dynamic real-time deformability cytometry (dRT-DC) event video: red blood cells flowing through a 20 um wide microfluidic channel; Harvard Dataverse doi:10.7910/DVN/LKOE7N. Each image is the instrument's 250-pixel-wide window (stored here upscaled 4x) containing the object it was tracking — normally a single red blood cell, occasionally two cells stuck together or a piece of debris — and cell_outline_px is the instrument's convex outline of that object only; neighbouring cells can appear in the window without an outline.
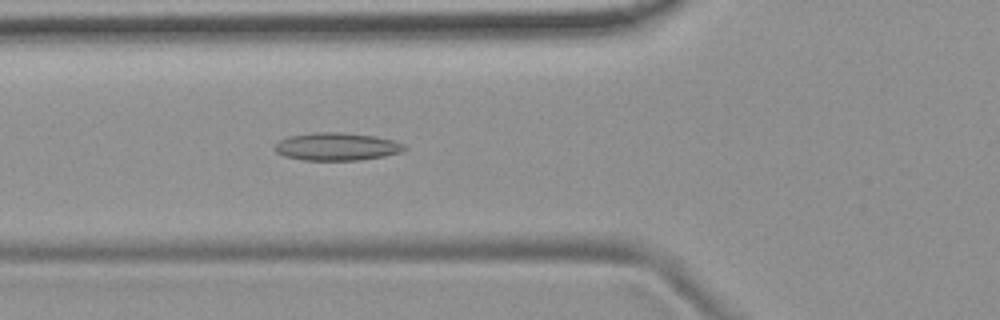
{"species": "common noctule bat (a hibernating species)", "species_latin": "Nyctalus noctula", "temperature_condition": "room temperature", "stored_images_in_passage": 53, "camera_frame_rate_fps": 3000, "um_per_image_px": 0.085, "animal": {"sex": "female", "body_mass_g": 19.9}, "frame": {"image": 1, "passage_image": 19, "time_ms": 6.0, "image_size_px": [1000, 320], "cell_outline_px": [[408, 148], [400, 152], [384, 156], [360, 160], [304, 160], [284, 156], [276, 152], [272, 148], [280, 140], [288, 136], [312, 132], [340, 132], [376, 136], [392, 140], [404, 144]], "centroid_in_image_um": [28.6, 12.45], "position_along_channel_um": 97.2, "area_um2": 21.1}}
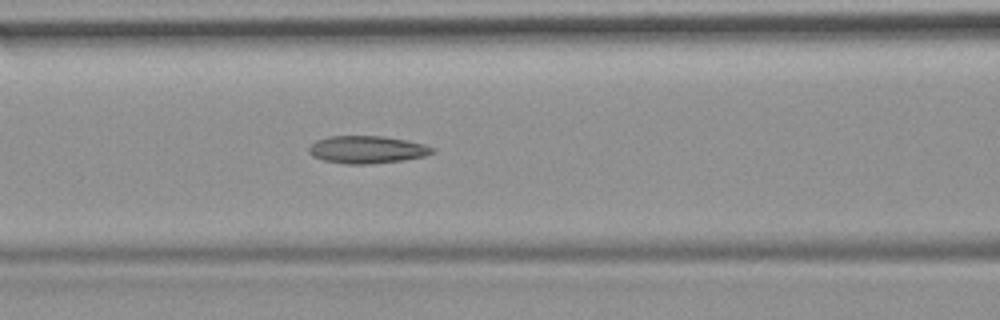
{"frame": {"image": 2, "passage_image": 22, "time_ms": 7.0, "image_size_px": [1000, 320], "cell_outline_px": [[436, 152], [424, 156], [404, 160], [368, 164], [344, 164], [324, 160], [312, 156], [308, 152], [308, 148], [316, 140], [328, 136], [384, 136], [408, 140], [424, 144], [436, 148]], "centroid_in_image_um": [31.22, 12.71], "position_along_channel_um": 135.4, "area_um2": 20.0}}
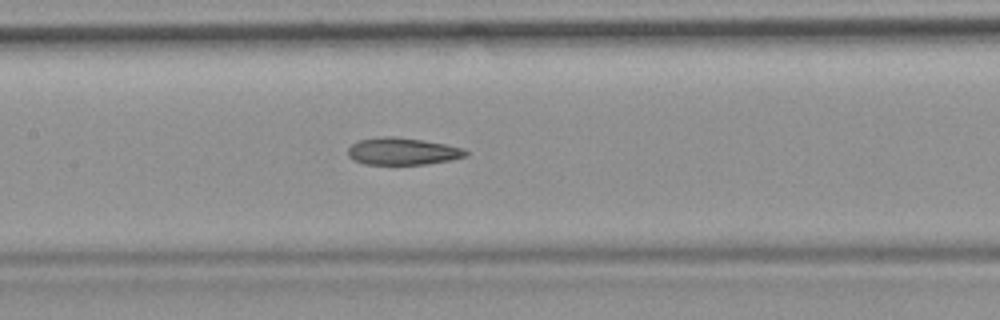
{"frame": {"image": 3, "passage_image": 25, "time_ms": 8.0, "image_size_px": [1000, 320], "cell_outline_px": [[468, 156], [452, 160], [428, 164], [364, 164], [352, 160], [348, 156], [348, 148], [352, 144], [360, 140], [384, 136], [392, 136], [420, 140], [444, 144], [464, 148], [468, 152]], "centroid_in_image_um": [34.23, 12.87], "position_along_channel_um": 173.2, "area_um2": 18.61}, "authors_computed_cell_mechanics": {"area_um2": 19.9988, "velocity_mm_per_s": 3.7829, "shape_relaxation_time_tau1_ms": null, "shape_relaxation_time_tau2_ms": 4.4703, "deformation_change_tau1": null, "deformation_change_tau2": 0.1405}}